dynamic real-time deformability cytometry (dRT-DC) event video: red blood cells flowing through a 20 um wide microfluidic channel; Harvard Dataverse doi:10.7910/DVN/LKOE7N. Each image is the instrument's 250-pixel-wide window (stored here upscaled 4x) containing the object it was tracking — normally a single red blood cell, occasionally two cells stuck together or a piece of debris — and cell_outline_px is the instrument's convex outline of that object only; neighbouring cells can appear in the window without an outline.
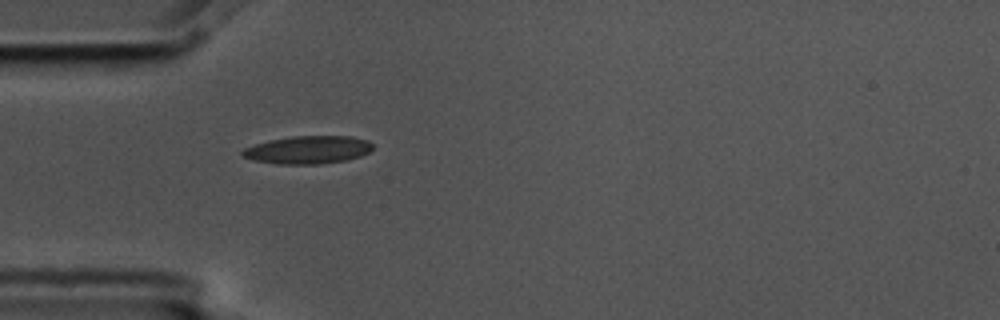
{"species": "common noctule bat (a hibernating species)", "species_latin": "Nyctalus noctula", "temperature_condition": "cold", "stored_images_in_passage": 2, "camera_frame_rate_fps": 3000, "um_per_image_px": 0.085, "animal": {"sex": "male", "body_mass_g": 17.5, "forearm_length_mm": 52.3}, "frame": {"image": 1, "passage_image": 2, "time_ms": 0.333, "image_size_px": [1000, 320], "cell_outline_px": [[376, 148], [360, 156], [344, 160], [320, 164], [276, 164], [252, 160], [240, 156], [240, 152], [244, 148], [268, 140], [292, 136], [352, 136], [368, 140]], "centroid_in_image_um": [26.16, 12.73], "position_along_channel_um": 58.8, "area_um2": 21.39}}